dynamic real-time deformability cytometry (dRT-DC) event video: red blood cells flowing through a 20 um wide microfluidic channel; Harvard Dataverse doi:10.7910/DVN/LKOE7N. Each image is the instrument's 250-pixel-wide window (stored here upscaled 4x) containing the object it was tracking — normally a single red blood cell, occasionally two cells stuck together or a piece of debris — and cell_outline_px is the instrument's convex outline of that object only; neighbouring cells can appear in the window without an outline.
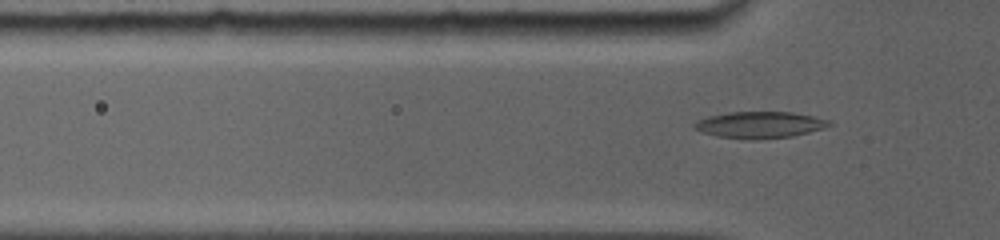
{"species": "common noctule bat (a hibernating species)", "species_latin": "Nyctalus noctula", "temperature_condition": "room temperature", "stored_images_in_passage": 35, "camera_frame_rate_fps": 5000, "um_per_image_px": 0.085, "animal": {"sex": "female", "body_mass_g": 19.0, "forearm_length_mm": 56.7}, "frame": {"image": 1, "passage_image": 4, "time_ms": 0.8, "image_size_px": [1000, 240], "cell_outline_px": [[832, 124], [824, 128], [792, 136], [752, 140], [716, 136], [692, 128], [692, 124], [696, 120], [708, 116], [728, 112], [792, 112], [832, 120]], "centroid_in_image_um": [64.56, 10.61], "position_along_channel_um": 61.2, "area_um2": 20.92}}
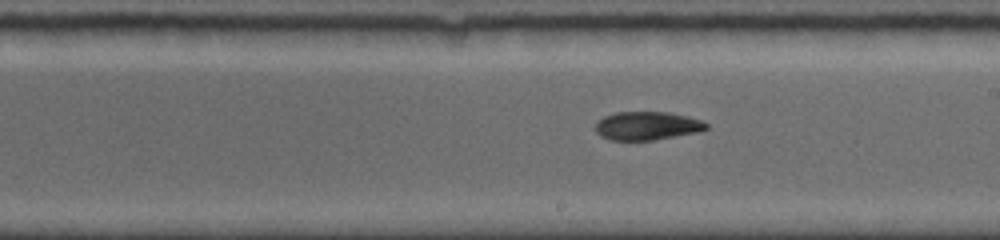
{"frame": {"image": 2, "passage_image": 17, "time_ms": 5.2, "image_size_px": [1000, 240], "cell_outline_px": [[708, 128], [696, 132], [652, 140], [608, 140], [600, 136], [596, 132], [596, 124], [604, 116], [616, 112], [668, 112], [688, 116], [704, 120], [708, 124]], "centroid_in_image_um": [55.01, 10.69], "position_along_channel_um": 234.0, "area_um2": 18.32}}
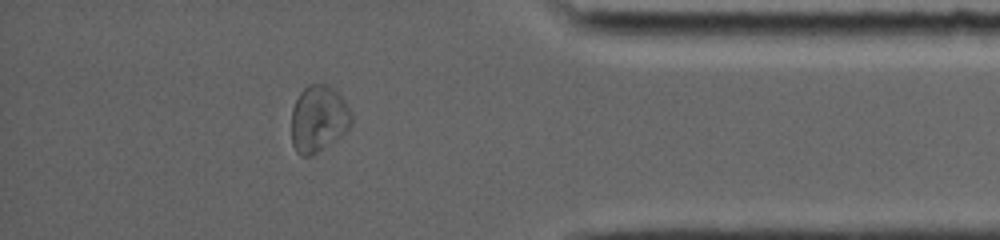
{"frame": {"image": 3, "passage_image": 31, "time_ms": 10.0, "image_size_px": [1000, 240], "cell_outline_px": [[352, 124], [340, 136], [312, 156], [300, 156], [296, 152], [292, 144], [292, 108], [300, 92], [308, 84], [328, 84], [336, 88], [340, 92], [352, 112]], "centroid_in_image_um": [27.09, 10.07], "position_along_channel_um": 408.1, "area_um2": 23.64}, "authors_computed_cell_mechanics": {"area_um2": 19.5942, "velocity_mm_per_s": 3.944, "shape_relaxation_time_tau1_ms": null, "shape_relaxation_time_tau2_ms": 5.1396, "deformation_change_tau1": null, "deformation_change_tau2": 0.1175}}